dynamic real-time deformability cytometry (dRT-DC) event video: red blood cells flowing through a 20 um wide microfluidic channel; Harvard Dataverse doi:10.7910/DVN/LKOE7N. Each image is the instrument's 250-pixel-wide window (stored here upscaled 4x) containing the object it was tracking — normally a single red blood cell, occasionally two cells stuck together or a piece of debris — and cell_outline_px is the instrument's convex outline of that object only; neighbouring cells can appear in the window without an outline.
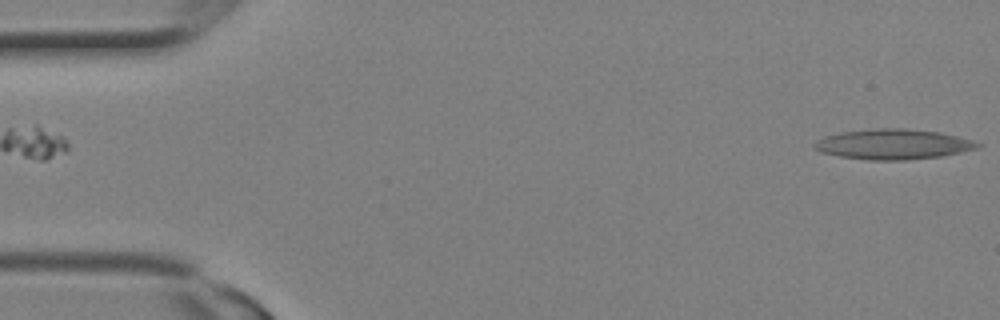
{"species": "Egyptian fruit bat (a non-hibernating species)", "species_latin": "Rousettus aegyptiacus", "temperature_condition": "room temperature", "stored_images_in_passage": 3, "camera_frame_rate_fps": 3000, "um_per_image_px": 0.085, "animal": {"sex": "female"}, "frame": {"image": 1, "passage_image": 1, "time_ms": 0.0, "image_size_px": [1000, 320], "cell_outline_px": [[984, 144], [980, 148], [940, 156], [904, 160], [868, 160], [840, 156], [820, 152], [812, 144], [816, 140], [824, 136], [844, 132], [876, 128], [904, 128], [940, 132], [972, 140]], "centroid_in_image_um": [75.93, 12.26], "position_along_channel_um": 9.1, "area_um2": 28.67}}